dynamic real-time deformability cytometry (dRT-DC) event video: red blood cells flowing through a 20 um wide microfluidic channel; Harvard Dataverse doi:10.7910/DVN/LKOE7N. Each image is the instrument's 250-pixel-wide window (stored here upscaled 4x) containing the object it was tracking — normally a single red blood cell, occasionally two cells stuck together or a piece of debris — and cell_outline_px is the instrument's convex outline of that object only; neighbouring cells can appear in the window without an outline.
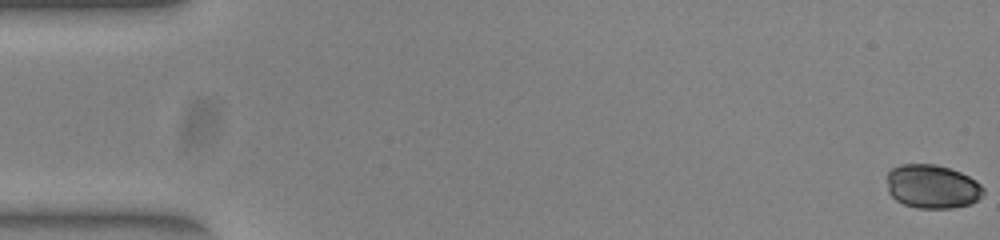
{"species": "common noctule bat (a hibernating species)", "species_latin": "Nyctalus noctula", "temperature_condition": "warm", "stored_images_in_passage": 17, "camera_frame_rate_fps": 3000, "um_per_image_px": 0.085, "animal": {"sex": "female", "body_mass_g": 23.0, "forearm_length_mm": 53.4}, "frame": {"image": 1, "passage_image": 1, "time_ms": 0.0, "image_size_px": [1000, 240], "cell_outline_px": [[984, 192], [972, 204], [952, 208], [916, 208], [904, 204], [896, 200], [888, 192], [888, 172], [892, 168], [900, 164], [936, 164], [960, 172], [976, 180], [984, 188]], "centroid_in_image_um": [79.24, 15.86], "position_along_channel_um": 5.8, "area_um2": 24.62}}